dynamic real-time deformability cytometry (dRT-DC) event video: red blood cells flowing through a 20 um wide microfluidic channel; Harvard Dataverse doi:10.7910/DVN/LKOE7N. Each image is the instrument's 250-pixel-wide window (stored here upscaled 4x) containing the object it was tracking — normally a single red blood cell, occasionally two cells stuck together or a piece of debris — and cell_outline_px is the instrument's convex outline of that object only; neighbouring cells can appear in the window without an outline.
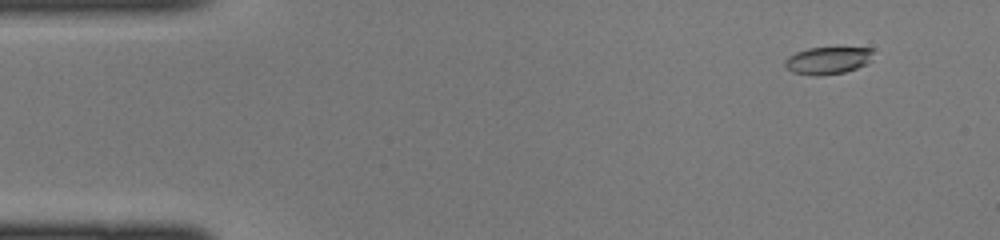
{"species": "common noctule bat (a hibernating species)", "species_latin": "Nyctalus noctula", "temperature_condition": "cold", "stored_images_in_passage": 45, "camera_frame_rate_fps": 3000, "um_per_image_px": 0.085, "animal": {"sex": "female", "body_mass_g": 22.0, "forearm_length_mm": 56.7}, "frame": {"image": 1, "passage_image": 4, "time_ms": 1.0, "image_size_px": [1000, 240], "cell_outline_px": [[872, 60], [868, 64], [844, 72], [820, 76], [816, 76], [792, 72], [784, 64], [784, 60], [788, 56], [796, 52], [808, 48], [872, 48]], "centroid_in_image_um": [70.36, 5.14], "position_along_channel_um": 14.6, "area_um2": 14.05}}
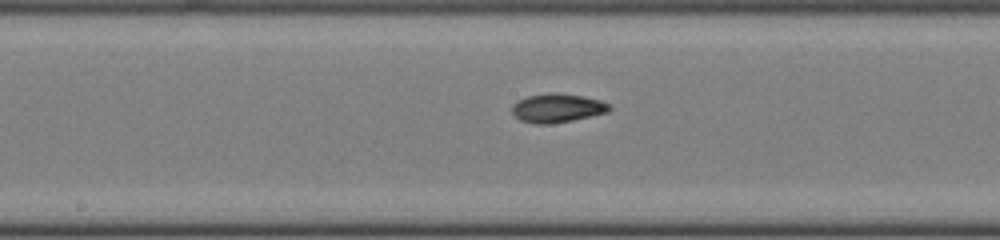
{"frame": {"image": 2, "passage_image": 23, "time_ms": 7.333, "image_size_px": [1000, 240], "cell_outline_px": [[612, 108], [608, 112], [592, 116], [552, 124], [536, 124], [520, 120], [512, 112], [512, 104], [516, 100], [528, 96], [548, 92], [560, 92], [584, 96], [600, 100], [612, 104]], "centroid_in_image_um": [47.39, 9.17], "position_along_channel_um": 200.8, "area_um2": 16.7}}
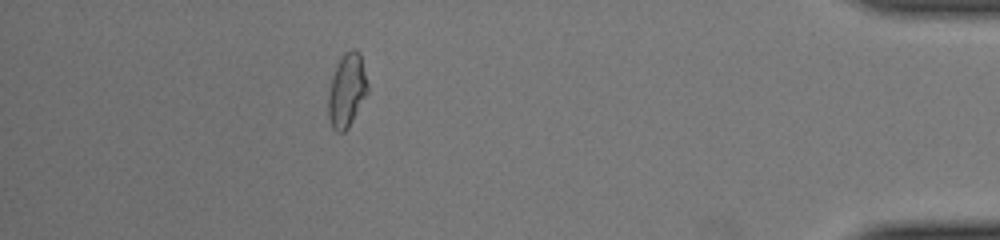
{"frame": {"image": 3, "passage_image": 40, "time_ms": 13.0, "image_size_px": [1000, 240], "cell_outline_px": [[368, 92], [348, 128], [344, 132], [336, 132], [332, 128], [328, 116], [328, 92], [332, 76], [344, 52], [352, 48], [356, 48], [360, 52], [368, 84]], "centroid_in_image_um": [29.48, 7.68], "position_along_channel_um": 405.7, "area_um2": 16.94}}